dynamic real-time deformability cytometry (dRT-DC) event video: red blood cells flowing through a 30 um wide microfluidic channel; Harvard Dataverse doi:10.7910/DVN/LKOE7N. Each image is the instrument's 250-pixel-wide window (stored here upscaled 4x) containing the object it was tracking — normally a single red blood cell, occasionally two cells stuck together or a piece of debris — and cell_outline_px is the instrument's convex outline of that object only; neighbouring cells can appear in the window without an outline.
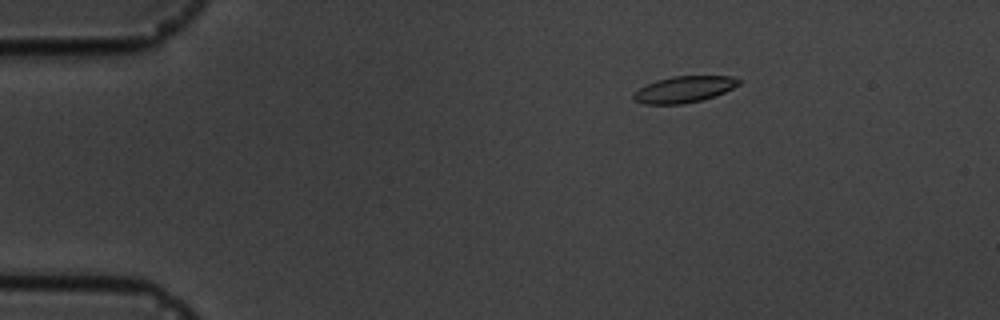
{"species": "common noctule bat (a hibernating species)", "species_latin": "Nyctalus noctula", "temperature_condition": "cold", "stored_images_in_passage": 5, "camera_frame_rate_fps": 3000, "um_per_image_px": 0.085, "animal": {"sex": "male", "body_mass_g": 19.5, "forearm_length_mm": 54.6}, "frame": {"image": 1, "passage_image": 3, "time_ms": 2.0, "image_size_px": [1000, 320], "cell_outline_px": [[740, 84], [716, 96], [684, 104], [644, 104], [632, 100], [632, 96], [640, 88], [656, 80], [672, 76], [732, 76], [740, 80]], "centroid_in_image_um": [58.14, 7.6], "position_along_channel_um": 26.9, "area_um2": 16.13}}